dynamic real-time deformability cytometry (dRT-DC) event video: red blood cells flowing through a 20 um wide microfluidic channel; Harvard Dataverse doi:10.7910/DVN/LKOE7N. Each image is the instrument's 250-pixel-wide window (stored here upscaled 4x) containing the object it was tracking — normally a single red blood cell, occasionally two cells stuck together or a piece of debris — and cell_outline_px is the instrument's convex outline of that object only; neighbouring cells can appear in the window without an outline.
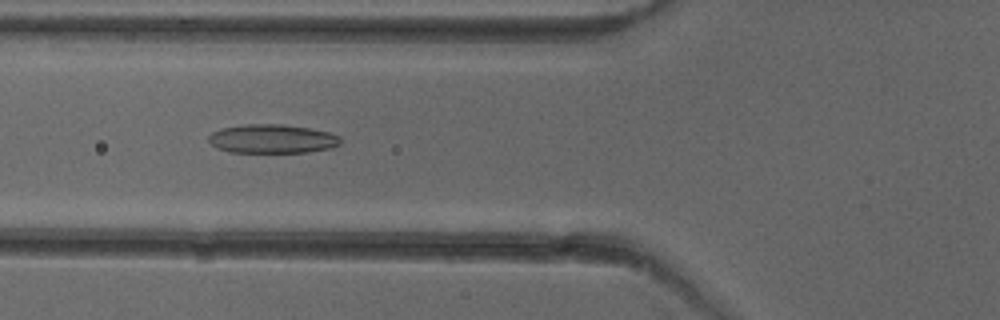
{"species": "common noctule bat (a hibernating species)", "species_latin": "Nyctalus noctula", "temperature_condition": "cold", "stored_images_in_passage": 49, "camera_frame_rate_fps": 3000, "um_per_image_px": 0.085, "animal": {"sex": "female"}, "frame": {"image": 1, "passage_image": 17, "time_ms": 5.333, "image_size_px": [1000, 320], "cell_outline_px": [[340, 144], [332, 148], [308, 152], [232, 152], [216, 148], [208, 140], [208, 136], [212, 132], [220, 128], [244, 124], [284, 124], [308, 128], [328, 132], [340, 136]], "centroid_in_image_um": [23.12, 11.79], "position_along_channel_um": 102.7, "area_um2": 22.25}}
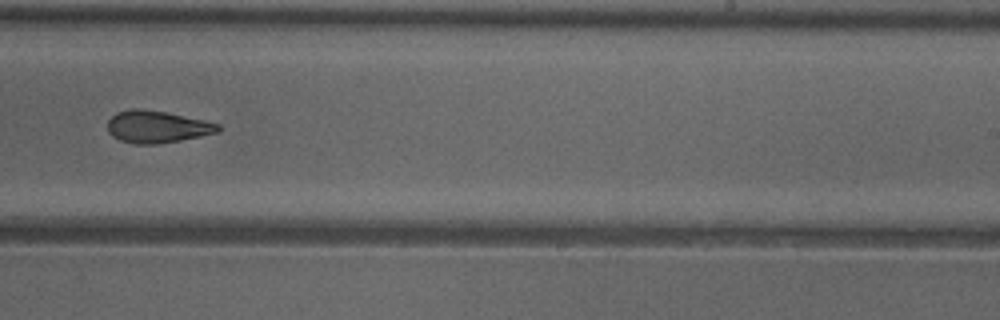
{"frame": {"image": 2, "passage_image": 30, "time_ms": 9.667, "image_size_px": [1000, 320], "cell_outline_px": [[220, 128], [216, 132], [200, 136], [180, 140], [156, 144], [136, 144], [120, 140], [112, 136], [108, 132], [108, 120], [116, 112], [132, 108], [140, 108], [164, 112], [204, 120], [220, 124]], "centroid_in_image_um": [13.3, 10.77], "position_along_channel_um": 275.7, "area_um2": 20.52}}
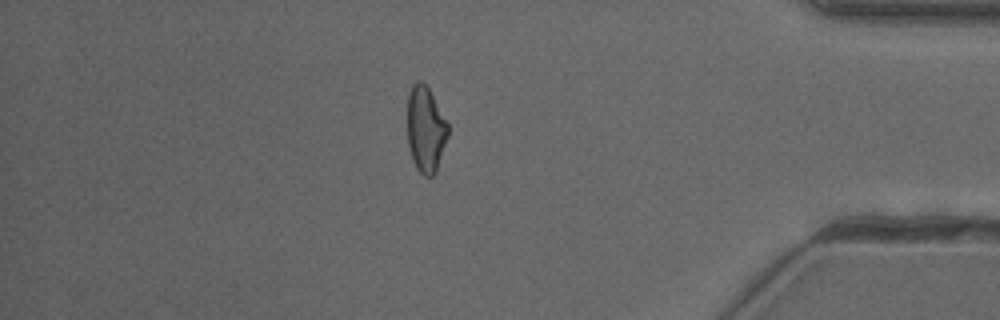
{"frame": {"image": 3, "passage_image": 42, "time_ms": 13.667, "image_size_px": [1000, 320], "cell_outline_px": [[448, 136], [436, 172], [432, 176], [424, 176], [416, 168], [412, 160], [408, 144], [408, 96], [412, 84], [416, 80], [420, 80], [428, 88], [448, 124]], "centroid_in_image_um": [36.17, 11.01], "position_along_channel_um": 399.0, "area_um2": 20.17}, "authors_computed_cell_mechanics": {"area_um2": 21.5016, "velocity_mm_per_s": 3.9901, "shape_relaxation_time_tau1_ms": 7.652, "shape_relaxation_time_tau2_ms": 4.9428, "deformation_change_tau1": 0.1829, "deformation_change_tau2": 0.1365}}